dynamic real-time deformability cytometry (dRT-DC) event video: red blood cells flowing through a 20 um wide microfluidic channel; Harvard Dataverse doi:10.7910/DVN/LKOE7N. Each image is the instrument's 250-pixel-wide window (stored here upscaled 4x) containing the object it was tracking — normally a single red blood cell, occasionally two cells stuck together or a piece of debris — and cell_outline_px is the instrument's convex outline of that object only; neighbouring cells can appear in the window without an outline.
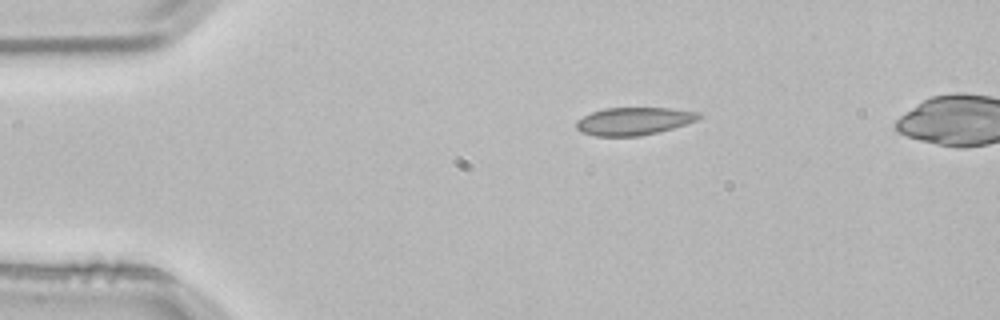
{"species": "common noctule bat (a hibernating species)", "species_latin": "Nyctalus noctula", "temperature_condition": "room temperature", "stored_images_in_passage": 3, "camera_frame_rate_fps": 3000, "um_per_image_px": 0.085, "animal": {"sex": "male", "body_mass_g": 21.5, "forearm_length_mm": 52.0}, "frame": {"image": 1, "passage_image": 1, "time_ms": 0.0, "image_size_px": [1000, 320], "cell_outline_px": [[704, 116], [696, 120], [672, 128], [640, 136], [596, 136], [580, 132], [576, 128], [576, 120], [592, 112], [604, 108], [672, 108], [700, 112]], "centroid_in_image_um": [53.87, 10.29], "position_along_channel_um": 31.1, "area_um2": 19.77}}